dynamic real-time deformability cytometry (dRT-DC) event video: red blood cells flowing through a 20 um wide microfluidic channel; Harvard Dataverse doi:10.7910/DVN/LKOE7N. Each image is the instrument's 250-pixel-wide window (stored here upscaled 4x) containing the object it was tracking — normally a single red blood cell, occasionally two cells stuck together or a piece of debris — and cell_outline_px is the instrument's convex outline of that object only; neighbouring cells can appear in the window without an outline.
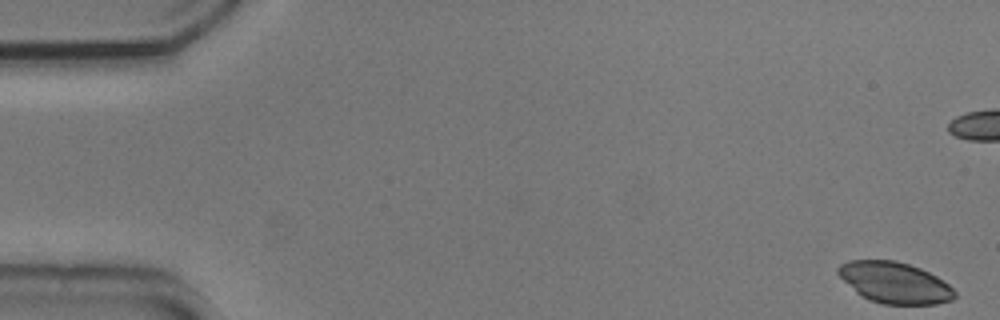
{"species": "common noctule bat (a hibernating species)", "species_latin": "Nyctalus noctula", "temperature_condition": "cold", "stored_images_in_passage": 13, "camera_frame_rate_fps": 3000, "um_per_image_px": 0.085, "animal": {"sex": "male", "body_mass_g": 20.5, "forearm_length_mm": 52.5}, "frame": {"image": 1, "passage_image": 1, "time_ms": 0.0, "image_size_px": [1000, 320], "cell_outline_px": [[956, 296], [952, 300], [936, 304], [884, 304], [868, 300], [856, 292], [836, 272], [836, 268], [840, 264], [848, 260], [896, 260], [920, 268], [936, 276], [948, 284], [956, 292]], "centroid_in_image_um": [76.04, 24.02], "position_along_channel_um": 9.0, "area_um2": 27.92}}